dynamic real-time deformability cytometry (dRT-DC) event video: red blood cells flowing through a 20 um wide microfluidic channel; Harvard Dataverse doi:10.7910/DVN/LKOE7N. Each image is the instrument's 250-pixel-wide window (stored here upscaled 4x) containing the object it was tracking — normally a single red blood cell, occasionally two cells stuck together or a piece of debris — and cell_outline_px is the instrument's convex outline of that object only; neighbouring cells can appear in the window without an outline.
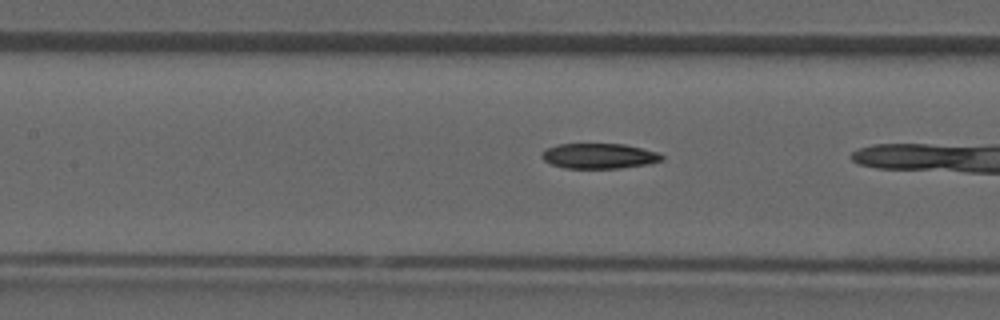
{"species": "common noctule bat (a hibernating species)", "species_latin": "Nyctalus noctula", "temperature_condition": "room temperature", "stored_images_in_passage": 12, "camera_frame_rate_fps": 3000, "um_per_image_px": 0.085, "animal": {"sex": "male", "forearm_length_mm": 52.5}, "frame": {"image": 1, "passage_image": 7, "time_ms": 2.0, "image_size_px": [1000, 320], "cell_outline_px": [[664, 160], [648, 164], [620, 168], [564, 168], [552, 164], [544, 160], [540, 156], [540, 152], [548, 148], [560, 144], [624, 144], [660, 152], [664, 156]], "centroid_in_image_um": [50.95, 13.26], "position_along_channel_um": 156.4, "area_um2": 17.74}}